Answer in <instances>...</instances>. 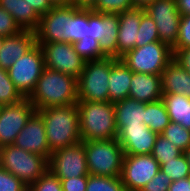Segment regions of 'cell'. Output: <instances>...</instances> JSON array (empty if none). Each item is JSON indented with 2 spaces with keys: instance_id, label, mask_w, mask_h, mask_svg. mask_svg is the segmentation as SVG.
<instances>
[{
  "instance_id": "1",
  "label": "cell",
  "mask_w": 190,
  "mask_h": 191,
  "mask_svg": "<svg viewBox=\"0 0 190 191\" xmlns=\"http://www.w3.org/2000/svg\"><path fill=\"white\" fill-rule=\"evenodd\" d=\"M28 99L36 110L75 105L78 102V79L45 67Z\"/></svg>"
},
{
  "instance_id": "2",
  "label": "cell",
  "mask_w": 190,
  "mask_h": 191,
  "mask_svg": "<svg viewBox=\"0 0 190 191\" xmlns=\"http://www.w3.org/2000/svg\"><path fill=\"white\" fill-rule=\"evenodd\" d=\"M45 124L51 152L81 141L77 104L36 110Z\"/></svg>"
},
{
  "instance_id": "3",
  "label": "cell",
  "mask_w": 190,
  "mask_h": 191,
  "mask_svg": "<svg viewBox=\"0 0 190 191\" xmlns=\"http://www.w3.org/2000/svg\"><path fill=\"white\" fill-rule=\"evenodd\" d=\"M81 141L116 139L118 130L113 103L78 101Z\"/></svg>"
},
{
  "instance_id": "4",
  "label": "cell",
  "mask_w": 190,
  "mask_h": 191,
  "mask_svg": "<svg viewBox=\"0 0 190 191\" xmlns=\"http://www.w3.org/2000/svg\"><path fill=\"white\" fill-rule=\"evenodd\" d=\"M89 174L120 177L124 151L116 139L83 141Z\"/></svg>"
},
{
  "instance_id": "5",
  "label": "cell",
  "mask_w": 190,
  "mask_h": 191,
  "mask_svg": "<svg viewBox=\"0 0 190 191\" xmlns=\"http://www.w3.org/2000/svg\"><path fill=\"white\" fill-rule=\"evenodd\" d=\"M0 166L27 186L48 170V159L9 144L0 148Z\"/></svg>"
},
{
  "instance_id": "6",
  "label": "cell",
  "mask_w": 190,
  "mask_h": 191,
  "mask_svg": "<svg viewBox=\"0 0 190 191\" xmlns=\"http://www.w3.org/2000/svg\"><path fill=\"white\" fill-rule=\"evenodd\" d=\"M116 59L106 57L85 63V67L78 78V101H109L108 80L112 63Z\"/></svg>"
},
{
  "instance_id": "7",
  "label": "cell",
  "mask_w": 190,
  "mask_h": 191,
  "mask_svg": "<svg viewBox=\"0 0 190 191\" xmlns=\"http://www.w3.org/2000/svg\"><path fill=\"white\" fill-rule=\"evenodd\" d=\"M120 59L133 73L161 75L174 54L167 43L156 41L135 47Z\"/></svg>"
},
{
  "instance_id": "8",
  "label": "cell",
  "mask_w": 190,
  "mask_h": 191,
  "mask_svg": "<svg viewBox=\"0 0 190 191\" xmlns=\"http://www.w3.org/2000/svg\"><path fill=\"white\" fill-rule=\"evenodd\" d=\"M44 69L43 53L39 44H36L30 51L13 63L8 69V74L19 92L25 98H28L34 91Z\"/></svg>"
},
{
  "instance_id": "9",
  "label": "cell",
  "mask_w": 190,
  "mask_h": 191,
  "mask_svg": "<svg viewBox=\"0 0 190 191\" xmlns=\"http://www.w3.org/2000/svg\"><path fill=\"white\" fill-rule=\"evenodd\" d=\"M48 169L60 180L88 176L85 144L80 141L51 153Z\"/></svg>"
},
{
  "instance_id": "10",
  "label": "cell",
  "mask_w": 190,
  "mask_h": 191,
  "mask_svg": "<svg viewBox=\"0 0 190 191\" xmlns=\"http://www.w3.org/2000/svg\"><path fill=\"white\" fill-rule=\"evenodd\" d=\"M45 67L72 75L77 79L81 75L86 61L74 50L70 42H52L39 44Z\"/></svg>"
},
{
  "instance_id": "11",
  "label": "cell",
  "mask_w": 190,
  "mask_h": 191,
  "mask_svg": "<svg viewBox=\"0 0 190 191\" xmlns=\"http://www.w3.org/2000/svg\"><path fill=\"white\" fill-rule=\"evenodd\" d=\"M144 10L154 20L159 40L172 48L178 40L181 18L176 0H155Z\"/></svg>"
},
{
  "instance_id": "12",
  "label": "cell",
  "mask_w": 190,
  "mask_h": 191,
  "mask_svg": "<svg viewBox=\"0 0 190 191\" xmlns=\"http://www.w3.org/2000/svg\"><path fill=\"white\" fill-rule=\"evenodd\" d=\"M159 171L151 154L124 155L120 177L126 191H140Z\"/></svg>"
},
{
  "instance_id": "13",
  "label": "cell",
  "mask_w": 190,
  "mask_h": 191,
  "mask_svg": "<svg viewBox=\"0 0 190 191\" xmlns=\"http://www.w3.org/2000/svg\"><path fill=\"white\" fill-rule=\"evenodd\" d=\"M36 108L28 98L12 105L0 107V148L13 144Z\"/></svg>"
},
{
  "instance_id": "14",
  "label": "cell",
  "mask_w": 190,
  "mask_h": 191,
  "mask_svg": "<svg viewBox=\"0 0 190 191\" xmlns=\"http://www.w3.org/2000/svg\"><path fill=\"white\" fill-rule=\"evenodd\" d=\"M118 14L98 13L89 9L88 36L99 41L107 57L117 58Z\"/></svg>"
},
{
  "instance_id": "15",
  "label": "cell",
  "mask_w": 190,
  "mask_h": 191,
  "mask_svg": "<svg viewBox=\"0 0 190 191\" xmlns=\"http://www.w3.org/2000/svg\"><path fill=\"white\" fill-rule=\"evenodd\" d=\"M77 9L72 5L53 7L41 16L39 26L35 30L37 44L68 42L64 35V26Z\"/></svg>"
},
{
  "instance_id": "16",
  "label": "cell",
  "mask_w": 190,
  "mask_h": 191,
  "mask_svg": "<svg viewBox=\"0 0 190 191\" xmlns=\"http://www.w3.org/2000/svg\"><path fill=\"white\" fill-rule=\"evenodd\" d=\"M13 144L25 151L44 156L48 160L52 153L47 142L44 121L37 112L21 129Z\"/></svg>"
},
{
  "instance_id": "17",
  "label": "cell",
  "mask_w": 190,
  "mask_h": 191,
  "mask_svg": "<svg viewBox=\"0 0 190 191\" xmlns=\"http://www.w3.org/2000/svg\"><path fill=\"white\" fill-rule=\"evenodd\" d=\"M158 134L143 123L142 125H126L117 135L124 155L152 154Z\"/></svg>"
},
{
  "instance_id": "18",
  "label": "cell",
  "mask_w": 190,
  "mask_h": 191,
  "mask_svg": "<svg viewBox=\"0 0 190 191\" xmlns=\"http://www.w3.org/2000/svg\"><path fill=\"white\" fill-rule=\"evenodd\" d=\"M144 8L134 7L118 14L117 59L136 47L138 29Z\"/></svg>"
},
{
  "instance_id": "19",
  "label": "cell",
  "mask_w": 190,
  "mask_h": 191,
  "mask_svg": "<svg viewBox=\"0 0 190 191\" xmlns=\"http://www.w3.org/2000/svg\"><path fill=\"white\" fill-rule=\"evenodd\" d=\"M36 44L35 31L22 30L18 34L6 36L0 48V67L8 70L16 60L30 51Z\"/></svg>"
},
{
  "instance_id": "20",
  "label": "cell",
  "mask_w": 190,
  "mask_h": 191,
  "mask_svg": "<svg viewBox=\"0 0 190 191\" xmlns=\"http://www.w3.org/2000/svg\"><path fill=\"white\" fill-rule=\"evenodd\" d=\"M161 75L133 73L131 78L129 98L138 102L149 103L162 99Z\"/></svg>"
},
{
  "instance_id": "21",
  "label": "cell",
  "mask_w": 190,
  "mask_h": 191,
  "mask_svg": "<svg viewBox=\"0 0 190 191\" xmlns=\"http://www.w3.org/2000/svg\"><path fill=\"white\" fill-rule=\"evenodd\" d=\"M162 93L181 94L190 98V73L174 58L161 73Z\"/></svg>"
},
{
  "instance_id": "22",
  "label": "cell",
  "mask_w": 190,
  "mask_h": 191,
  "mask_svg": "<svg viewBox=\"0 0 190 191\" xmlns=\"http://www.w3.org/2000/svg\"><path fill=\"white\" fill-rule=\"evenodd\" d=\"M132 74L121 59L112 63L108 80L109 102L116 103L128 98Z\"/></svg>"
},
{
  "instance_id": "23",
  "label": "cell",
  "mask_w": 190,
  "mask_h": 191,
  "mask_svg": "<svg viewBox=\"0 0 190 191\" xmlns=\"http://www.w3.org/2000/svg\"><path fill=\"white\" fill-rule=\"evenodd\" d=\"M113 105L118 132L126 125H142L144 123L146 103L128 97L113 103Z\"/></svg>"
},
{
  "instance_id": "24",
  "label": "cell",
  "mask_w": 190,
  "mask_h": 191,
  "mask_svg": "<svg viewBox=\"0 0 190 191\" xmlns=\"http://www.w3.org/2000/svg\"><path fill=\"white\" fill-rule=\"evenodd\" d=\"M0 7L9 12L22 30L35 31L40 22V16L25 0H0Z\"/></svg>"
},
{
  "instance_id": "25",
  "label": "cell",
  "mask_w": 190,
  "mask_h": 191,
  "mask_svg": "<svg viewBox=\"0 0 190 191\" xmlns=\"http://www.w3.org/2000/svg\"><path fill=\"white\" fill-rule=\"evenodd\" d=\"M162 100L170 121L190 130V98L181 94L163 93Z\"/></svg>"
},
{
  "instance_id": "26",
  "label": "cell",
  "mask_w": 190,
  "mask_h": 191,
  "mask_svg": "<svg viewBox=\"0 0 190 191\" xmlns=\"http://www.w3.org/2000/svg\"><path fill=\"white\" fill-rule=\"evenodd\" d=\"M170 122V117L162 99L146 103L144 123L151 131L160 135Z\"/></svg>"
},
{
  "instance_id": "27",
  "label": "cell",
  "mask_w": 190,
  "mask_h": 191,
  "mask_svg": "<svg viewBox=\"0 0 190 191\" xmlns=\"http://www.w3.org/2000/svg\"><path fill=\"white\" fill-rule=\"evenodd\" d=\"M89 9L78 8L64 26V35L68 42L74 43L88 36Z\"/></svg>"
},
{
  "instance_id": "28",
  "label": "cell",
  "mask_w": 190,
  "mask_h": 191,
  "mask_svg": "<svg viewBox=\"0 0 190 191\" xmlns=\"http://www.w3.org/2000/svg\"><path fill=\"white\" fill-rule=\"evenodd\" d=\"M24 98L11 81L8 70L0 67V107L16 104Z\"/></svg>"
},
{
  "instance_id": "29",
  "label": "cell",
  "mask_w": 190,
  "mask_h": 191,
  "mask_svg": "<svg viewBox=\"0 0 190 191\" xmlns=\"http://www.w3.org/2000/svg\"><path fill=\"white\" fill-rule=\"evenodd\" d=\"M74 50L86 61H95L106 58L102 52L99 41L91 36L81 38L79 41L72 43Z\"/></svg>"
},
{
  "instance_id": "30",
  "label": "cell",
  "mask_w": 190,
  "mask_h": 191,
  "mask_svg": "<svg viewBox=\"0 0 190 191\" xmlns=\"http://www.w3.org/2000/svg\"><path fill=\"white\" fill-rule=\"evenodd\" d=\"M160 135L170 140L182 152L190 147V130L179 123L170 122Z\"/></svg>"
},
{
  "instance_id": "31",
  "label": "cell",
  "mask_w": 190,
  "mask_h": 191,
  "mask_svg": "<svg viewBox=\"0 0 190 191\" xmlns=\"http://www.w3.org/2000/svg\"><path fill=\"white\" fill-rule=\"evenodd\" d=\"M86 191H126L121 177L88 175Z\"/></svg>"
},
{
  "instance_id": "32",
  "label": "cell",
  "mask_w": 190,
  "mask_h": 191,
  "mask_svg": "<svg viewBox=\"0 0 190 191\" xmlns=\"http://www.w3.org/2000/svg\"><path fill=\"white\" fill-rule=\"evenodd\" d=\"M160 171L167 175L172 182L188 178L190 175V167L183 153L165 164H160Z\"/></svg>"
},
{
  "instance_id": "33",
  "label": "cell",
  "mask_w": 190,
  "mask_h": 191,
  "mask_svg": "<svg viewBox=\"0 0 190 191\" xmlns=\"http://www.w3.org/2000/svg\"><path fill=\"white\" fill-rule=\"evenodd\" d=\"M182 153L170 140L162 135H158L151 155L159 164H165L167 161L172 160V158H177Z\"/></svg>"
},
{
  "instance_id": "34",
  "label": "cell",
  "mask_w": 190,
  "mask_h": 191,
  "mask_svg": "<svg viewBox=\"0 0 190 191\" xmlns=\"http://www.w3.org/2000/svg\"><path fill=\"white\" fill-rule=\"evenodd\" d=\"M156 41H160L156 24L154 20L144 12L141 16V22L138 29L136 47H142L143 45Z\"/></svg>"
},
{
  "instance_id": "35",
  "label": "cell",
  "mask_w": 190,
  "mask_h": 191,
  "mask_svg": "<svg viewBox=\"0 0 190 191\" xmlns=\"http://www.w3.org/2000/svg\"><path fill=\"white\" fill-rule=\"evenodd\" d=\"M132 8L134 7L131 0H97L92 10L98 13L119 14Z\"/></svg>"
},
{
  "instance_id": "36",
  "label": "cell",
  "mask_w": 190,
  "mask_h": 191,
  "mask_svg": "<svg viewBox=\"0 0 190 191\" xmlns=\"http://www.w3.org/2000/svg\"><path fill=\"white\" fill-rule=\"evenodd\" d=\"M28 191H63L61 180L49 169L34 183L28 186Z\"/></svg>"
},
{
  "instance_id": "37",
  "label": "cell",
  "mask_w": 190,
  "mask_h": 191,
  "mask_svg": "<svg viewBox=\"0 0 190 191\" xmlns=\"http://www.w3.org/2000/svg\"><path fill=\"white\" fill-rule=\"evenodd\" d=\"M0 191H28V186L0 166Z\"/></svg>"
},
{
  "instance_id": "38",
  "label": "cell",
  "mask_w": 190,
  "mask_h": 191,
  "mask_svg": "<svg viewBox=\"0 0 190 191\" xmlns=\"http://www.w3.org/2000/svg\"><path fill=\"white\" fill-rule=\"evenodd\" d=\"M190 47V15H181L180 26L178 32V40L172 47V52L175 54L180 49Z\"/></svg>"
},
{
  "instance_id": "39",
  "label": "cell",
  "mask_w": 190,
  "mask_h": 191,
  "mask_svg": "<svg viewBox=\"0 0 190 191\" xmlns=\"http://www.w3.org/2000/svg\"><path fill=\"white\" fill-rule=\"evenodd\" d=\"M22 31L20 26L15 22L14 17L2 7H0V35L11 36Z\"/></svg>"
},
{
  "instance_id": "40",
  "label": "cell",
  "mask_w": 190,
  "mask_h": 191,
  "mask_svg": "<svg viewBox=\"0 0 190 191\" xmlns=\"http://www.w3.org/2000/svg\"><path fill=\"white\" fill-rule=\"evenodd\" d=\"M171 179L159 171L140 191H169Z\"/></svg>"
},
{
  "instance_id": "41",
  "label": "cell",
  "mask_w": 190,
  "mask_h": 191,
  "mask_svg": "<svg viewBox=\"0 0 190 191\" xmlns=\"http://www.w3.org/2000/svg\"><path fill=\"white\" fill-rule=\"evenodd\" d=\"M88 176L61 179L63 191H86Z\"/></svg>"
},
{
  "instance_id": "42",
  "label": "cell",
  "mask_w": 190,
  "mask_h": 191,
  "mask_svg": "<svg viewBox=\"0 0 190 191\" xmlns=\"http://www.w3.org/2000/svg\"><path fill=\"white\" fill-rule=\"evenodd\" d=\"M25 2L29 6H32V9H34L40 17L53 8L49 0H25Z\"/></svg>"
},
{
  "instance_id": "43",
  "label": "cell",
  "mask_w": 190,
  "mask_h": 191,
  "mask_svg": "<svg viewBox=\"0 0 190 191\" xmlns=\"http://www.w3.org/2000/svg\"><path fill=\"white\" fill-rule=\"evenodd\" d=\"M174 58L186 71L190 73V47L178 50L174 54Z\"/></svg>"
},
{
  "instance_id": "44",
  "label": "cell",
  "mask_w": 190,
  "mask_h": 191,
  "mask_svg": "<svg viewBox=\"0 0 190 191\" xmlns=\"http://www.w3.org/2000/svg\"><path fill=\"white\" fill-rule=\"evenodd\" d=\"M169 191H190V183L188 178L171 182L169 185Z\"/></svg>"
},
{
  "instance_id": "45",
  "label": "cell",
  "mask_w": 190,
  "mask_h": 191,
  "mask_svg": "<svg viewBox=\"0 0 190 191\" xmlns=\"http://www.w3.org/2000/svg\"><path fill=\"white\" fill-rule=\"evenodd\" d=\"M97 0H71V5L77 8L92 9Z\"/></svg>"
},
{
  "instance_id": "46",
  "label": "cell",
  "mask_w": 190,
  "mask_h": 191,
  "mask_svg": "<svg viewBox=\"0 0 190 191\" xmlns=\"http://www.w3.org/2000/svg\"><path fill=\"white\" fill-rule=\"evenodd\" d=\"M181 15H190V0H176Z\"/></svg>"
},
{
  "instance_id": "47",
  "label": "cell",
  "mask_w": 190,
  "mask_h": 191,
  "mask_svg": "<svg viewBox=\"0 0 190 191\" xmlns=\"http://www.w3.org/2000/svg\"><path fill=\"white\" fill-rule=\"evenodd\" d=\"M133 7H137V8H145L146 6H148L152 1L155 0H131Z\"/></svg>"
},
{
  "instance_id": "48",
  "label": "cell",
  "mask_w": 190,
  "mask_h": 191,
  "mask_svg": "<svg viewBox=\"0 0 190 191\" xmlns=\"http://www.w3.org/2000/svg\"><path fill=\"white\" fill-rule=\"evenodd\" d=\"M53 7L71 5V0H49Z\"/></svg>"
},
{
  "instance_id": "49",
  "label": "cell",
  "mask_w": 190,
  "mask_h": 191,
  "mask_svg": "<svg viewBox=\"0 0 190 191\" xmlns=\"http://www.w3.org/2000/svg\"><path fill=\"white\" fill-rule=\"evenodd\" d=\"M183 154L186 157V160H187L189 167H190V147L186 151H184Z\"/></svg>"
},
{
  "instance_id": "50",
  "label": "cell",
  "mask_w": 190,
  "mask_h": 191,
  "mask_svg": "<svg viewBox=\"0 0 190 191\" xmlns=\"http://www.w3.org/2000/svg\"><path fill=\"white\" fill-rule=\"evenodd\" d=\"M5 36L0 35V48L2 47V44L4 43Z\"/></svg>"
}]
</instances>
